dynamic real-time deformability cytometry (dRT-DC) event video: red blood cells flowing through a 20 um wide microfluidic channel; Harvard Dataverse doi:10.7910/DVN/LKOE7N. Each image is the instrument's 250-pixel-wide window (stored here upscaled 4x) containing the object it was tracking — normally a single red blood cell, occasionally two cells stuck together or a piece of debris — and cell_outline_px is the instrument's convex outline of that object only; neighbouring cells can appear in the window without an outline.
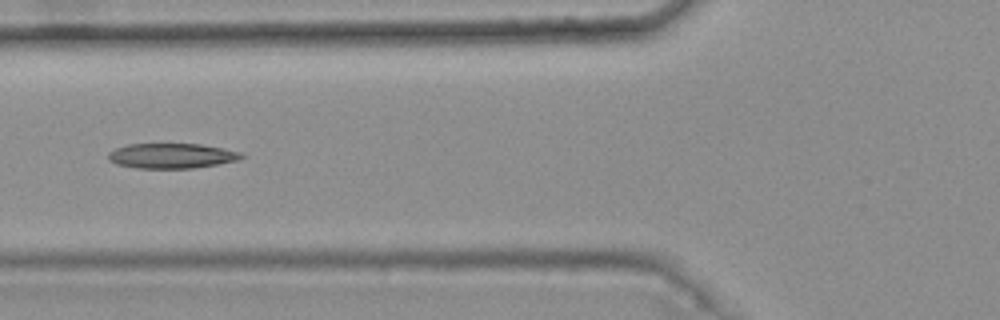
{"species": "common noctule bat (a hibernating species)", "species_latin": "Nyctalus noctula", "temperature_condition": "warm", "stored_images_in_passage": 8, "camera_frame_rate_fps": 3000, "um_per_image_px": 0.085, "animal": {"sex": "female", "body_mass_g": 25.1}, "frame": {"image": 1, "passage_image": 6, "time_ms": 1.667, "image_size_px": [1000, 320], "cell_outline_px": [[244, 156], [236, 160], [216, 164], [192, 168], [140, 168], [116, 164], [108, 160], [108, 152], [116, 148], [128, 144], [200, 144], [224, 148], [240, 152]], "centroid_in_image_um": [14.55, 13.24], "position_along_channel_um": 111.2, "area_um2": 19.25}}
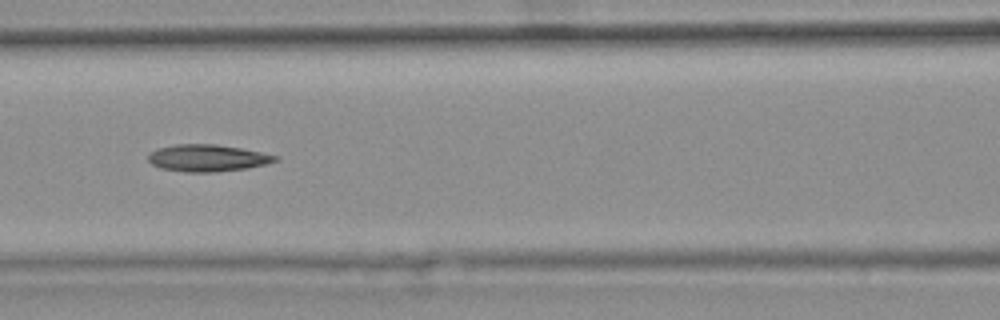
{"frame": {"image": 2, "passage_image": 7, "time_ms": 2.0, "image_size_px": [1000, 320], "cell_outline_px": [[280, 160], [248, 168], [216, 172], [184, 172], [160, 168], [152, 164], [148, 160], [148, 152], [156, 148], [176, 144], [216, 144], [240, 148], [280, 156]], "centroid_in_image_um": [17.61, 13.43], "position_along_channel_um": 149.0, "area_um2": 20.11}}